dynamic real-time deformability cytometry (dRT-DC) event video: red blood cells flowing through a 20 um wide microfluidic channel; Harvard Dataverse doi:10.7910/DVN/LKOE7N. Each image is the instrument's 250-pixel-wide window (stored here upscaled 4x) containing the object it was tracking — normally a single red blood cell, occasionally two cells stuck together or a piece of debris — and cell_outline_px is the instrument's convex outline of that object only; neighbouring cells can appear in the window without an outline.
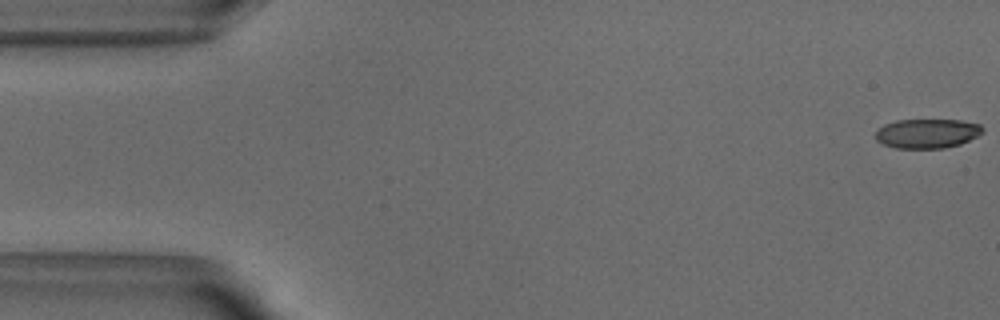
{"species": "common noctule bat (a hibernating species)", "species_latin": "Nyctalus noctula", "temperature_condition": "warm", "stored_images_in_passage": 14, "camera_frame_rate_fps": 3000, "um_per_image_px": 0.085, "animal": {"sex": "male", "body_mass_g": 18.8}, "frame": {"image": 1, "passage_image": 1, "time_ms": 0.0, "image_size_px": [1000, 320], "cell_outline_px": [[984, 132], [960, 144], [944, 148], [896, 148], [884, 144], [876, 140], [876, 132], [884, 124], [896, 120], [960, 120], [980, 124], [984, 128]], "centroid_in_image_um": [78.82, 11.34], "position_along_channel_um": 6.2, "area_um2": 18.26}}
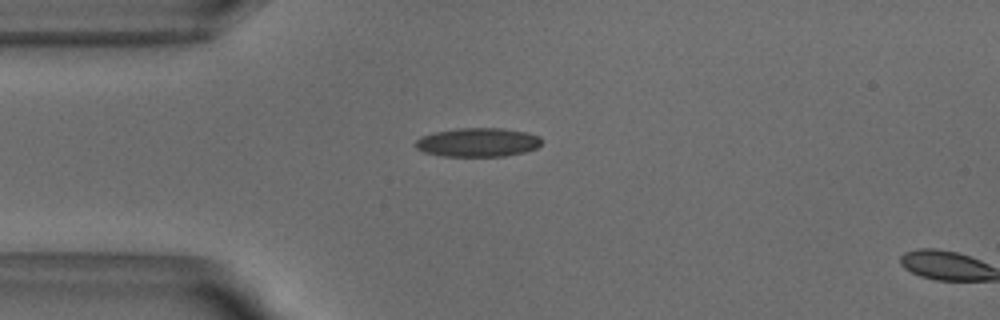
{"frame": {"image": 2, "passage_image": 13, "time_ms": 4.0, "image_size_px": [1000, 320], "cell_outline_px": [[540, 144], [536, 148], [524, 152], [504, 156], [444, 156], [424, 152], [416, 148], [412, 144], [420, 136], [432, 132], [456, 128], [500, 128], [524, 132], [540, 136]], "centroid_in_image_um": [40.54, 12.09], "position_along_channel_um": 44.5, "area_um2": 21.27}}